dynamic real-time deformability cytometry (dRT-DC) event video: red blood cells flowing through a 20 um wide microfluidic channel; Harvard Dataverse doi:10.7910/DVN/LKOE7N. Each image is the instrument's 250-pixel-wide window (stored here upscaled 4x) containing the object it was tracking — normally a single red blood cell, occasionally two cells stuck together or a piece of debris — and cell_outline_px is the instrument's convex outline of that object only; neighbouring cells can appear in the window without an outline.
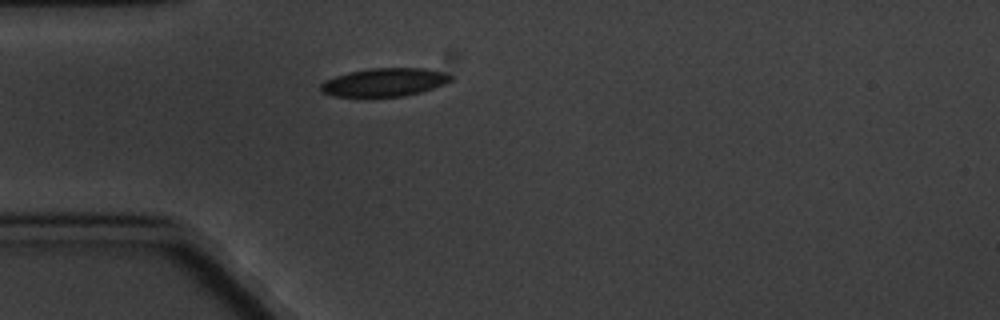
{"species": "common noctule bat (a hibernating species)", "species_latin": "Nyctalus noctula", "temperature_condition": "cold", "stored_images_in_passage": 4, "camera_frame_rate_fps": 3000, "um_per_image_px": 0.085, "animal": {"sex": "male", "body_mass_g": 20.1, "forearm_length_mm": 53.5}, "frame": {"image": 1, "passage_image": 4, "time_ms": 3.667, "image_size_px": [1000, 320], "cell_outline_px": [[452, 80], [444, 84], [420, 92], [404, 96], [364, 100], [332, 96], [320, 92], [320, 84], [324, 80], [348, 72], [368, 68], [424, 68], [444, 72], [452, 76]], "centroid_in_image_um": [32.57, 7.04], "position_along_channel_um": 52.4, "area_um2": 22.43}}